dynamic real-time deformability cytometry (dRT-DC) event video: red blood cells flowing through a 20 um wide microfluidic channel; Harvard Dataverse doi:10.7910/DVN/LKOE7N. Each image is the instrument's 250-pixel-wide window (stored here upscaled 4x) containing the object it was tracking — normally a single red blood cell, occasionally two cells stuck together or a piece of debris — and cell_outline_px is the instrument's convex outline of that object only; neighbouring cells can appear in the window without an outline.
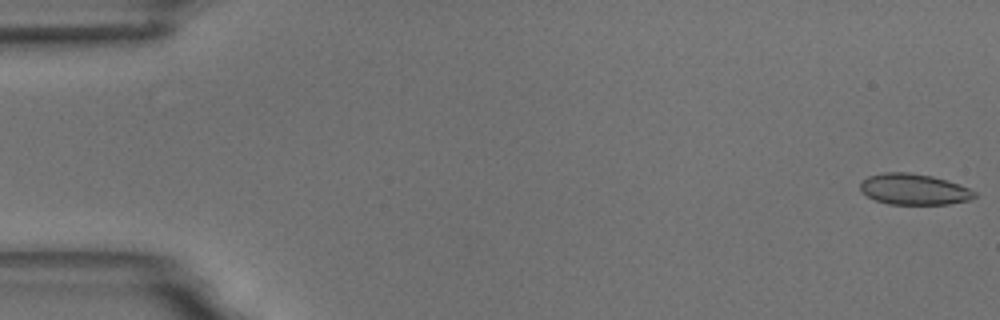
{"species": "common noctule bat (a hibernating species)", "species_latin": "Nyctalus noctula", "temperature_condition": "room temperature", "stored_images_in_passage": 56, "camera_frame_rate_fps": 3000, "um_per_image_px": 0.085, "animal": {"sex": "male", "body_mass_g": 18.8}, "frame": {"image": 1, "passage_image": 1, "time_ms": 0.0, "image_size_px": [1000, 320], "cell_outline_px": [[976, 196], [968, 200], [948, 204], [888, 204], [876, 200], [868, 196], [860, 188], [860, 184], [868, 176], [884, 172], [908, 172], [932, 176], [968, 188], [976, 192]], "centroid_in_image_um": [77.67, 16.09], "position_along_channel_um": 7.3, "area_um2": 20.29}}
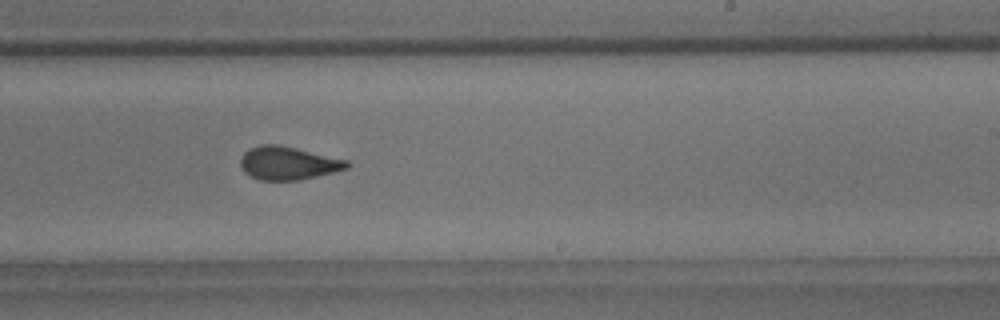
{"frame": {"image": 2, "passage_image": 34, "time_ms": 11.0, "image_size_px": [1000, 320], "cell_outline_px": [[352, 164], [348, 168], [300, 180], [260, 180], [244, 172], [240, 164], [240, 160], [244, 152], [248, 148], [260, 144], [276, 144], [296, 148], [348, 160]], "centroid_in_image_um": [24.48, 13.86], "position_along_channel_um": 264.5, "area_um2": 20.58}}
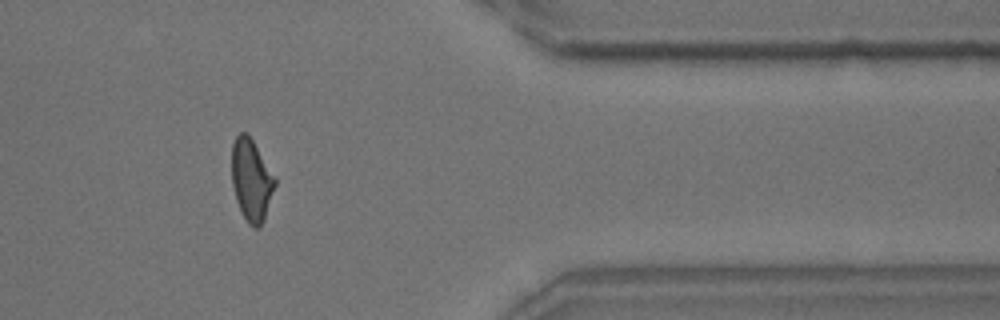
{"frame": {"image": 3, "passage_image": 46, "time_ms": 15.0, "image_size_px": [1000, 320], "cell_outline_px": [[276, 184], [264, 220], [256, 228], [252, 228], [248, 224], [236, 200], [232, 184], [232, 144], [236, 136], [240, 132], [248, 132], [276, 176]], "centroid_in_image_um": [21.38, 15.26], "position_along_channel_um": 390.0, "area_um2": 20.81}, "authors_computed_cell_mechanics": {"area_um2": 20.808, "velocity_mm_per_s": 3.6529, "shape_relaxation_time_tau1_ms": 7.7032, "shape_relaxation_time_tau2_ms": 0.9594, "deformation_change_tau1": 0.1721, "deformation_change_tau2": 0.0611}}